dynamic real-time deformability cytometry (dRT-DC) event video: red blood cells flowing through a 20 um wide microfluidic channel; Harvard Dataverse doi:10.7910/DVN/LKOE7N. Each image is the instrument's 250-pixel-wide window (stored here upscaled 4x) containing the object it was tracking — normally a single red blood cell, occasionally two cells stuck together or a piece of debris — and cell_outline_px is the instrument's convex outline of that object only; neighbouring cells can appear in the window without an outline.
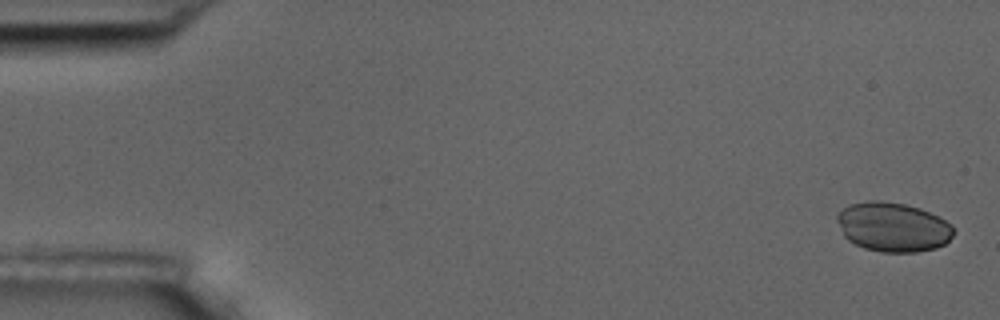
{"species": "common noctule bat (a hibernating species)", "species_latin": "Nyctalus noctula", "temperature_condition": "room temperature", "stored_images_in_passage": 5, "camera_frame_rate_fps": 3000, "um_per_image_px": 0.085, "animal": {"sex": "male", "body_mass_g": 17.5, "forearm_length_mm": 52.3}, "frame": {"image": 1, "passage_image": 1, "time_ms": 0.0, "image_size_px": [1000, 320], "cell_outline_px": [[956, 232], [944, 244], [936, 248], [916, 252], [880, 252], [864, 248], [848, 240], [844, 236], [836, 220], [836, 212], [848, 204], [868, 200], [880, 200], [904, 204], [920, 208], [952, 224]], "centroid_in_image_um": [75.87, 19.29], "position_along_channel_um": 9.1, "area_um2": 33.76}}